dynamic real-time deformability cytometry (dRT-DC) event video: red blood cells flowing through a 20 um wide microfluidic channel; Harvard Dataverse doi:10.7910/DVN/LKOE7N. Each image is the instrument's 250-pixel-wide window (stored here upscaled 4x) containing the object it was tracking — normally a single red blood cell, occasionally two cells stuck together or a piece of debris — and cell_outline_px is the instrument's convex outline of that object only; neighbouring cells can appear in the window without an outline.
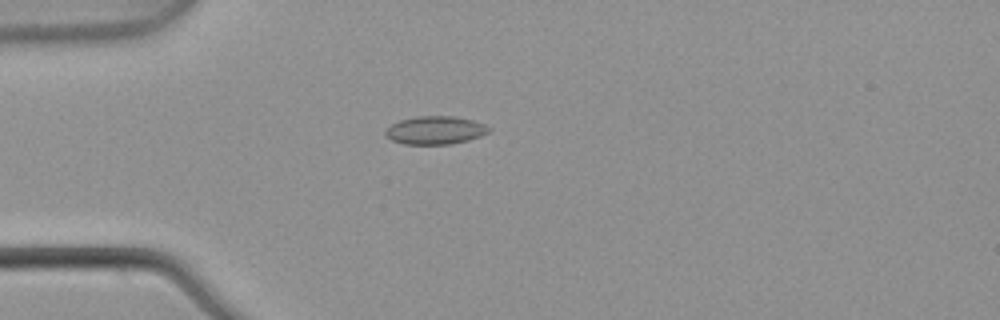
{"species": "common noctule bat (a hibernating species)", "species_latin": "Nyctalus noctula", "temperature_condition": "warm", "stored_images_in_passage": 1, "camera_frame_rate_fps": 3000, "um_per_image_px": 0.085, "animal": {"sex": "male", "body_mass_g": 21.5, "forearm_length_mm": 52.0}, "frame": {"image": 1, "passage_image": 1, "time_ms": 0.0, "image_size_px": [1000, 320], "cell_outline_px": [[492, 128], [488, 132], [480, 136], [468, 140], [452, 144], [404, 144], [392, 140], [384, 136], [384, 132], [392, 124], [400, 120], [416, 116], [452, 116], [472, 120], [484, 124]], "centroid_in_image_um": [36.99, 11.07], "position_along_channel_um": 48.0, "area_um2": 16.94}}